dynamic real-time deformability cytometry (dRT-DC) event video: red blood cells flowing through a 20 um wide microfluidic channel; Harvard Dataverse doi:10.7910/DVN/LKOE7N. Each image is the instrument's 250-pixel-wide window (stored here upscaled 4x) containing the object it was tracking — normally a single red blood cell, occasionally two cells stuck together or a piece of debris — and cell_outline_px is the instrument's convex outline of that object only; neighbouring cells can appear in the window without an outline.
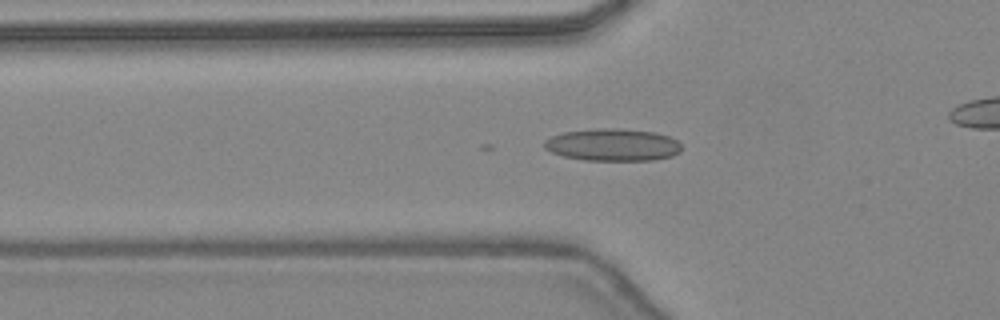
{"species": "common noctule bat (a hibernating species)", "species_latin": "Nyctalus noctula", "temperature_condition": "warm", "stored_images_in_passage": 40, "camera_frame_rate_fps": 3000, "um_per_image_px": 0.085, "animal": {"sex": "female", "body_mass_g": 24.6, "forearm_length_mm": 56.2}, "frame": {"image": 1, "passage_image": 16, "time_ms": 5.0, "image_size_px": [1000, 320], "cell_outline_px": [[680, 152], [672, 156], [652, 160], [584, 160], [564, 156], [552, 152], [544, 148], [544, 140], [552, 136], [564, 132], [596, 128], [620, 128], [656, 132], [668, 136], [676, 140], [680, 144]], "centroid_in_image_um": [52.08, 12.3], "position_along_channel_um": 73.7, "area_um2": 25.84}}
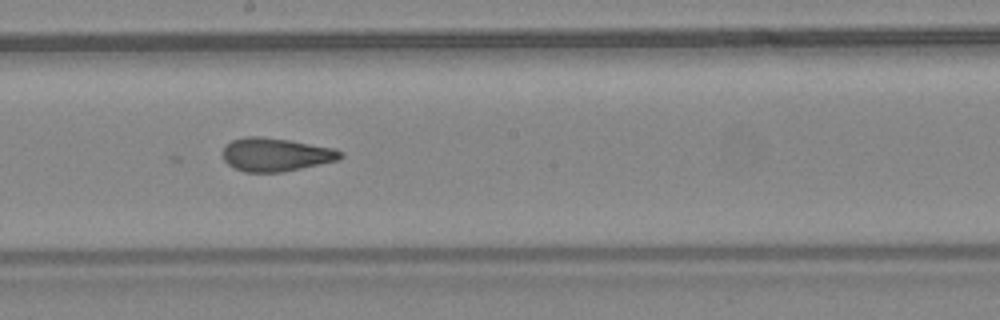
{"frame": {"image": 2, "passage_image": 26, "time_ms": 8.333, "image_size_px": [1000, 320], "cell_outline_px": [[344, 156], [340, 160], [280, 172], [244, 172], [228, 164], [224, 160], [220, 152], [224, 144], [232, 140], [244, 136], [260, 136], [288, 140], [332, 148], [344, 152]], "centroid_in_image_um": [23.39, 13.13], "position_along_channel_um": 224.8, "area_um2": 23.0}}
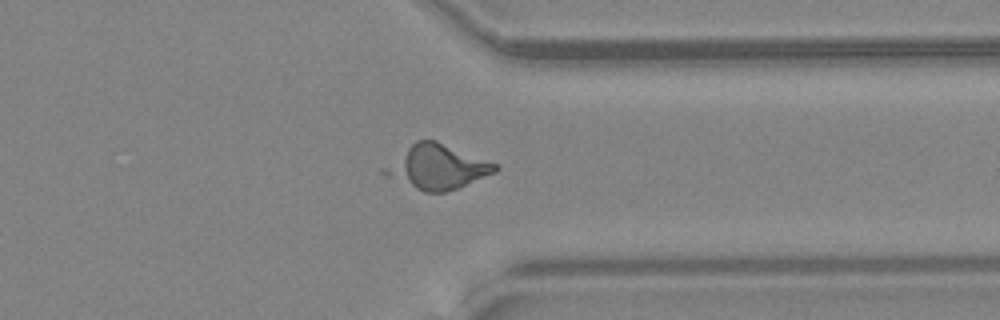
{"frame": {"image": 3, "passage_image": 36, "time_ms": 11.667, "image_size_px": [1000, 320], "cell_outline_px": [[500, 168], [496, 172], [456, 188], [444, 192], [424, 192], [384, 176], [380, 172], [380, 168], [416, 140], [436, 140], [496, 164]], "centroid_in_image_um": [37.08, 14.19], "position_along_channel_um": 374.3, "area_um2": 28.38}}